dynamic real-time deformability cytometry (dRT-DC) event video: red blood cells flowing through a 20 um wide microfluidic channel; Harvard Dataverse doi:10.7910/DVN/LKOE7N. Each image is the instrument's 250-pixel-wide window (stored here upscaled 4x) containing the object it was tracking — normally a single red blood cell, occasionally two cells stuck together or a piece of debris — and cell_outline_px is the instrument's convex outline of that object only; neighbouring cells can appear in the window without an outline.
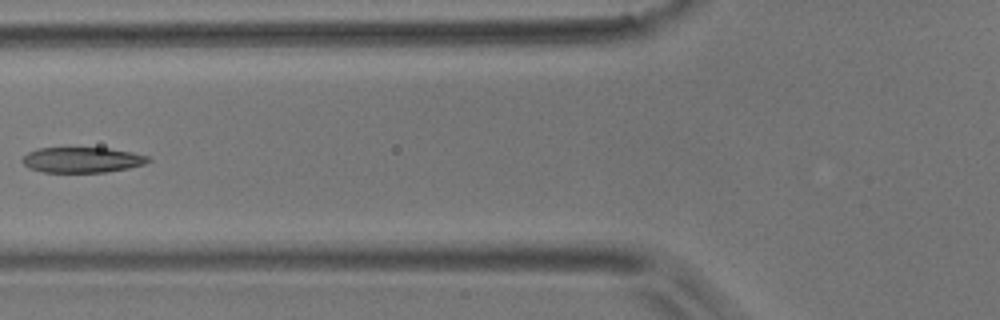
{"species": "common noctule bat (a hibernating species)", "species_latin": "Nyctalus noctula", "temperature_condition": "room temperature", "stored_images_in_passage": 5, "camera_frame_rate_fps": 3000, "um_per_image_px": 0.085, "animal": {"sex": "male", "body_mass_g": 17.9}, "frame": {"image": 1, "passage_image": 4, "time_ms": 4.667, "image_size_px": [1000, 320], "cell_outline_px": [[152, 160], [144, 164], [128, 168], [104, 172], [44, 172], [28, 168], [20, 160], [28, 152], [36, 148], [108, 148], [132, 152], [148, 156]], "centroid_in_image_um": [6.96, 13.59], "position_along_channel_um": 118.8, "area_um2": 18.67}}
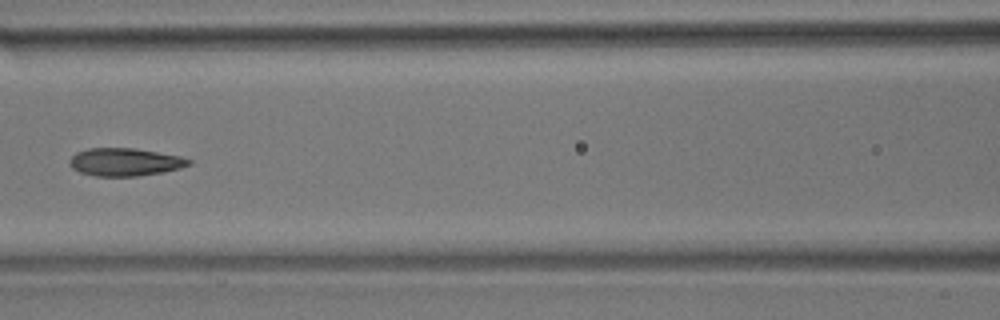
{"frame": {"image": 2, "passage_image": 5, "time_ms": 5.667, "image_size_px": [1000, 320], "cell_outline_px": [[192, 164], [180, 168], [164, 172], [136, 176], [96, 176], [80, 172], [72, 168], [68, 164], [68, 160], [76, 152], [88, 148], [136, 148], [180, 156], [192, 160]], "centroid_in_image_um": [10.61, 13.77], "position_along_channel_um": 156.0, "area_um2": 19.48}}